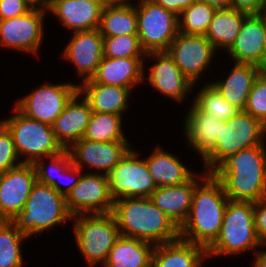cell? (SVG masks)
I'll return each instance as SVG.
<instances>
[{"label":"cell","instance_id":"9a60e30c","mask_svg":"<svg viewBox=\"0 0 266 267\" xmlns=\"http://www.w3.org/2000/svg\"><path fill=\"white\" fill-rule=\"evenodd\" d=\"M36 181L33 164L0 173V219L12 221L22 211Z\"/></svg>","mask_w":266,"mask_h":267},{"label":"cell","instance_id":"277c9868","mask_svg":"<svg viewBox=\"0 0 266 267\" xmlns=\"http://www.w3.org/2000/svg\"><path fill=\"white\" fill-rule=\"evenodd\" d=\"M264 245L254 223V202L229 200L220 233L206 249L207 256L235 255Z\"/></svg>","mask_w":266,"mask_h":267},{"label":"cell","instance_id":"603a6c76","mask_svg":"<svg viewBox=\"0 0 266 267\" xmlns=\"http://www.w3.org/2000/svg\"><path fill=\"white\" fill-rule=\"evenodd\" d=\"M198 184L192 176L178 185L157 187L149 198L180 227L189 214L193 192Z\"/></svg>","mask_w":266,"mask_h":267},{"label":"cell","instance_id":"30bf717a","mask_svg":"<svg viewBox=\"0 0 266 267\" xmlns=\"http://www.w3.org/2000/svg\"><path fill=\"white\" fill-rule=\"evenodd\" d=\"M131 148L108 174L113 199L148 198L157 188L146 161Z\"/></svg>","mask_w":266,"mask_h":267},{"label":"cell","instance_id":"52a82bcc","mask_svg":"<svg viewBox=\"0 0 266 267\" xmlns=\"http://www.w3.org/2000/svg\"><path fill=\"white\" fill-rule=\"evenodd\" d=\"M72 218L76 221L74 222L76 244L89 266L94 267L98 263L104 265L110 250L120 237L113 214L111 212L91 216L82 214Z\"/></svg>","mask_w":266,"mask_h":267},{"label":"cell","instance_id":"f546056e","mask_svg":"<svg viewBox=\"0 0 266 267\" xmlns=\"http://www.w3.org/2000/svg\"><path fill=\"white\" fill-rule=\"evenodd\" d=\"M247 15L232 8L216 10L205 37L215 49L223 47L228 50L234 43Z\"/></svg>","mask_w":266,"mask_h":267},{"label":"cell","instance_id":"484cf974","mask_svg":"<svg viewBox=\"0 0 266 267\" xmlns=\"http://www.w3.org/2000/svg\"><path fill=\"white\" fill-rule=\"evenodd\" d=\"M185 136L196 152L204 158L215 146L221 132V121L201 112L194 104L185 120Z\"/></svg>","mask_w":266,"mask_h":267},{"label":"cell","instance_id":"8fae6325","mask_svg":"<svg viewBox=\"0 0 266 267\" xmlns=\"http://www.w3.org/2000/svg\"><path fill=\"white\" fill-rule=\"evenodd\" d=\"M78 93V85L43 84L18 100L15 107L26 117L52 126L67 103Z\"/></svg>","mask_w":266,"mask_h":267},{"label":"cell","instance_id":"7dc6e473","mask_svg":"<svg viewBox=\"0 0 266 267\" xmlns=\"http://www.w3.org/2000/svg\"><path fill=\"white\" fill-rule=\"evenodd\" d=\"M90 1L96 2V3H98L99 5H101L103 8H105V7H107V6H110V5L119 3V2H121L122 0H90Z\"/></svg>","mask_w":266,"mask_h":267},{"label":"cell","instance_id":"b9f144b4","mask_svg":"<svg viewBox=\"0 0 266 267\" xmlns=\"http://www.w3.org/2000/svg\"><path fill=\"white\" fill-rule=\"evenodd\" d=\"M72 173V174H71ZM65 174H75L73 175V182L68 184V186L66 188H61V186L59 185V180L61 177L58 178V182H55L52 187L60 194L66 196L71 190L72 188L78 183L79 178L81 177L82 173H81V169H79L78 167H76L72 162L63 170V173L61 172L60 176H63ZM77 178V179H76ZM62 182V181H61Z\"/></svg>","mask_w":266,"mask_h":267},{"label":"cell","instance_id":"8d00e7d4","mask_svg":"<svg viewBox=\"0 0 266 267\" xmlns=\"http://www.w3.org/2000/svg\"><path fill=\"white\" fill-rule=\"evenodd\" d=\"M244 112L266 126V72L260 71L249 93Z\"/></svg>","mask_w":266,"mask_h":267},{"label":"cell","instance_id":"d4e9b609","mask_svg":"<svg viewBox=\"0 0 266 267\" xmlns=\"http://www.w3.org/2000/svg\"><path fill=\"white\" fill-rule=\"evenodd\" d=\"M261 68L253 64L235 63L226 80L212 86L235 108L244 111L249 93Z\"/></svg>","mask_w":266,"mask_h":267},{"label":"cell","instance_id":"2e32d148","mask_svg":"<svg viewBox=\"0 0 266 267\" xmlns=\"http://www.w3.org/2000/svg\"><path fill=\"white\" fill-rule=\"evenodd\" d=\"M129 147L128 141L100 142L81 138L68 151L72 163L79 169L85 164L93 169L104 170V174L108 175L128 152Z\"/></svg>","mask_w":266,"mask_h":267},{"label":"cell","instance_id":"ba28073f","mask_svg":"<svg viewBox=\"0 0 266 267\" xmlns=\"http://www.w3.org/2000/svg\"><path fill=\"white\" fill-rule=\"evenodd\" d=\"M15 114L0 122L12 134L18 156L26 155L23 163L34 164L37 160L59 154L64 149L57 142L52 126L26 117L16 107Z\"/></svg>","mask_w":266,"mask_h":267},{"label":"cell","instance_id":"cb8c5ba5","mask_svg":"<svg viewBox=\"0 0 266 267\" xmlns=\"http://www.w3.org/2000/svg\"><path fill=\"white\" fill-rule=\"evenodd\" d=\"M206 256V248L179 238L155 245L151 267H201Z\"/></svg>","mask_w":266,"mask_h":267},{"label":"cell","instance_id":"d6986e66","mask_svg":"<svg viewBox=\"0 0 266 267\" xmlns=\"http://www.w3.org/2000/svg\"><path fill=\"white\" fill-rule=\"evenodd\" d=\"M146 56H152L158 61L149 67L151 69L150 74L146 78L149 83L159 92L175 101L184 100L186 93L191 90L194 84L181 72L167 51L148 52Z\"/></svg>","mask_w":266,"mask_h":267},{"label":"cell","instance_id":"44dd1931","mask_svg":"<svg viewBox=\"0 0 266 267\" xmlns=\"http://www.w3.org/2000/svg\"><path fill=\"white\" fill-rule=\"evenodd\" d=\"M141 57L107 58L103 57L91 79L83 83H101L132 89L143 81L144 65Z\"/></svg>","mask_w":266,"mask_h":267},{"label":"cell","instance_id":"e575fe53","mask_svg":"<svg viewBox=\"0 0 266 267\" xmlns=\"http://www.w3.org/2000/svg\"><path fill=\"white\" fill-rule=\"evenodd\" d=\"M197 94L194 105L203 113L216 120L227 121L235 116L239 110L232 106L212 85L205 84ZM203 89V90H202Z\"/></svg>","mask_w":266,"mask_h":267},{"label":"cell","instance_id":"7c38bea8","mask_svg":"<svg viewBox=\"0 0 266 267\" xmlns=\"http://www.w3.org/2000/svg\"><path fill=\"white\" fill-rule=\"evenodd\" d=\"M68 212L73 216L112 212L114 199L110 193L108 175L86 173L65 196Z\"/></svg>","mask_w":266,"mask_h":267},{"label":"cell","instance_id":"bcb514c9","mask_svg":"<svg viewBox=\"0 0 266 267\" xmlns=\"http://www.w3.org/2000/svg\"><path fill=\"white\" fill-rule=\"evenodd\" d=\"M256 258L254 259V267H266V250L256 251Z\"/></svg>","mask_w":266,"mask_h":267},{"label":"cell","instance_id":"ffe728a7","mask_svg":"<svg viewBox=\"0 0 266 267\" xmlns=\"http://www.w3.org/2000/svg\"><path fill=\"white\" fill-rule=\"evenodd\" d=\"M80 96L81 94L76 93L52 124L56 140L63 149H69L83 137L93 113L84 98L78 102Z\"/></svg>","mask_w":266,"mask_h":267},{"label":"cell","instance_id":"83f0119b","mask_svg":"<svg viewBox=\"0 0 266 267\" xmlns=\"http://www.w3.org/2000/svg\"><path fill=\"white\" fill-rule=\"evenodd\" d=\"M145 161L157 187L178 185L188 181L193 175L203 180L209 174L207 172L203 177L202 174L195 175L179 161L177 156L163 151L160 147H157Z\"/></svg>","mask_w":266,"mask_h":267},{"label":"cell","instance_id":"ac0fdd59","mask_svg":"<svg viewBox=\"0 0 266 267\" xmlns=\"http://www.w3.org/2000/svg\"><path fill=\"white\" fill-rule=\"evenodd\" d=\"M265 14H248L234 43L227 50L235 63L261 68L264 54Z\"/></svg>","mask_w":266,"mask_h":267},{"label":"cell","instance_id":"74e56055","mask_svg":"<svg viewBox=\"0 0 266 267\" xmlns=\"http://www.w3.org/2000/svg\"><path fill=\"white\" fill-rule=\"evenodd\" d=\"M49 159L51 160L52 167L49 171L44 167V163L41 161L42 159L37 160L33 165L36 171L37 181L52 186L58 181L56 180V177H60V175L56 176L54 173L58 172L60 174L63 172V170L72 162V158L68 149H64L59 154L50 156Z\"/></svg>","mask_w":266,"mask_h":267},{"label":"cell","instance_id":"5bb4252c","mask_svg":"<svg viewBox=\"0 0 266 267\" xmlns=\"http://www.w3.org/2000/svg\"><path fill=\"white\" fill-rule=\"evenodd\" d=\"M215 47L205 35L178 33L167 53L181 72L194 84L210 65Z\"/></svg>","mask_w":266,"mask_h":267},{"label":"cell","instance_id":"7bdbcfd3","mask_svg":"<svg viewBox=\"0 0 266 267\" xmlns=\"http://www.w3.org/2000/svg\"><path fill=\"white\" fill-rule=\"evenodd\" d=\"M262 0H231L230 8L247 13L260 14Z\"/></svg>","mask_w":266,"mask_h":267},{"label":"cell","instance_id":"3957f363","mask_svg":"<svg viewBox=\"0 0 266 267\" xmlns=\"http://www.w3.org/2000/svg\"><path fill=\"white\" fill-rule=\"evenodd\" d=\"M193 192L189 214L179 227L180 238L208 248L218 237L229 201L222 184L210 173ZM202 185V186H201Z\"/></svg>","mask_w":266,"mask_h":267},{"label":"cell","instance_id":"c3c4849f","mask_svg":"<svg viewBox=\"0 0 266 267\" xmlns=\"http://www.w3.org/2000/svg\"><path fill=\"white\" fill-rule=\"evenodd\" d=\"M261 71L266 72V15H265V32H264V54H263V64L261 66Z\"/></svg>","mask_w":266,"mask_h":267},{"label":"cell","instance_id":"4316f807","mask_svg":"<svg viewBox=\"0 0 266 267\" xmlns=\"http://www.w3.org/2000/svg\"><path fill=\"white\" fill-rule=\"evenodd\" d=\"M130 89L121 86H109L101 83H82L78 93L90 105L93 112L122 115L128 108Z\"/></svg>","mask_w":266,"mask_h":267},{"label":"cell","instance_id":"f907efd6","mask_svg":"<svg viewBox=\"0 0 266 267\" xmlns=\"http://www.w3.org/2000/svg\"><path fill=\"white\" fill-rule=\"evenodd\" d=\"M261 14H265L266 15V0H262Z\"/></svg>","mask_w":266,"mask_h":267},{"label":"cell","instance_id":"4dcf8cb0","mask_svg":"<svg viewBox=\"0 0 266 267\" xmlns=\"http://www.w3.org/2000/svg\"><path fill=\"white\" fill-rule=\"evenodd\" d=\"M98 29L103 36L137 35L135 5L122 0L103 8Z\"/></svg>","mask_w":266,"mask_h":267},{"label":"cell","instance_id":"f35d334b","mask_svg":"<svg viewBox=\"0 0 266 267\" xmlns=\"http://www.w3.org/2000/svg\"><path fill=\"white\" fill-rule=\"evenodd\" d=\"M22 163L23 161L19 160L12 134L0 122V173L7 172Z\"/></svg>","mask_w":266,"mask_h":267},{"label":"cell","instance_id":"8992f818","mask_svg":"<svg viewBox=\"0 0 266 267\" xmlns=\"http://www.w3.org/2000/svg\"><path fill=\"white\" fill-rule=\"evenodd\" d=\"M266 126L257 118L239 111L227 121H221V132L213 149L203 158L210 173L224 158L242 149L264 145Z\"/></svg>","mask_w":266,"mask_h":267},{"label":"cell","instance_id":"9c48e42d","mask_svg":"<svg viewBox=\"0 0 266 267\" xmlns=\"http://www.w3.org/2000/svg\"><path fill=\"white\" fill-rule=\"evenodd\" d=\"M139 1L135 9L137 35L142 49L146 53L167 51L179 33L178 16L152 0Z\"/></svg>","mask_w":266,"mask_h":267},{"label":"cell","instance_id":"d590c367","mask_svg":"<svg viewBox=\"0 0 266 267\" xmlns=\"http://www.w3.org/2000/svg\"><path fill=\"white\" fill-rule=\"evenodd\" d=\"M146 52L142 49L138 35L103 36V57L128 58L142 57Z\"/></svg>","mask_w":266,"mask_h":267},{"label":"cell","instance_id":"7a4b0ae2","mask_svg":"<svg viewBox=\"0 0 266 267\" xmlns=\"http://www.w3.org/2000/svg\"><path fill=\"white\" fill-rule=\"evenodd\" d=\"M120 235L154 245L180 238L179 227L148 198L115 199L111 212Z\"/></svg>","mask_w":266,"mask_h":267},{"label":"cell","instance_id":"f1b7e54d","mask_svg":"<svg viewBox=\"0 0 266 267\" xmlns=\"http://www.w3.org/2000/svg\"><path fill=\"white\" fill-rule=\"evenodd\" d=\"M154 247L150 242L120 235L103 266L151 267Z\"/></svg>","mask_w":266,"mask_h":267},{"label":"cell","instance_id":"6da1fadb","mask_svg":"<svg viewBox=\"0 0 266 267\" xmlns=\"http://www.w3.org/2000/svg\"><path fill=\"white\" fill-rule=\"evenodd\" d=\"M265 151L264 145L242 149L228 155L210 172L229 200L256 202L266 196Z\"/></svg>","mask_w":266,"mask_h":267},{"label":"cell","instance_id":"ab89813d","mask_svg":"<svg viewBox=\"0 0 266 267\" xmlns=\"http://www.w3.org/2000/svg\"><path fill=\"white\" fill-rule=\"evenodd\" d=\"M33 7L28 0H0V20L22 16Z\"/></svg>","mask_w":266,"mask_h":267},{"label":"cell","instance_id":"1f68e13d","mask_svg":"<svg viewBox=\"0 0 266 267\" xmlns=\"http://www.w3.org/2000/svg\"><path fill=\"white\" fill-rule=\"evenodd\" d=\"M82 138L100 142L128 141L122 133V115L93 112Z\"/></svg>","mask_w":266,"mask_h":267},{"label":"cell","instance_id":"7402d4cb","mask_svg":"<svg viewBox=\"0 0 266 267\" xmlns=\"http://www.w3.org/2000/svg\"><path fill=\"white\" fill-rule=\"evenodd\" d=\"M103 7L90 0H50L47 10L74 32L97 29Z\"/></svg>","mask_w":266,"mask_h":267},{"label":"cell","instance_id":"d6a6232c","mask_svg":"<svg viewBox=\"0 0 266 267\" xmlns=\"http://www.w3.org/2000/svg\"><path fill=\"white\" fill-rule=\"evenodd\" d=\"M26 237L12 221L0 224V267H22L20 246Z\"/></svg>","mask_w":266,"mask_h":267},{"label":"cell","instance_id":"836d02e7","mask_svg":"<svg viewBox=\"0 0 266 267\" xmlns=\"http://www.w3.org/2000/svg\"><path fill=\"white\" fill-rule=\"evenodd\" d=\"M215 12V8L201 0H196L191 6L180 13L178 17L179 32L184 34L205 35Z\"/></svg>","mask_w":266,"mask_h":267},{"label":"cell","instance_id":"5b68a950","mask_svg":"<svg viewBox=\"0 0 266 267\" xmlns=\"http://www.w3.org/2000/svg\"><path fill=\"white\" fill-rule=\"evenodd\" d=\"M70 218L65 196L52 186L36 181L24 208L12 222L21 233L31 237Z\"/></svg>","mask_w":266,"mask_h":267},{"label":"cell","instance_id":"f6af8a7d","mask_svg":"<svg viewBox=\"0 0 266 267\" xmlns=\"http://www.w3.org/2000/svg\"><path fill=\"white\" fill-rule=\"evenodd\" d=\"M201 1L207 3L216 10L229 9L231 5V0H201Z\"/></svg>","mask_w":266,"mask_h":267},{"label":"cell","instance_id":"60d3db41","mask_svg":"<svg viewBox=\"0 0 266 267\" xmlns=\"http://www.w3.org/2000/svg\"><path fill=\"white\" fill-rule=\"evenodd\" d=\"M254 223L258 238L266 241V196L254 202Z\"/></svg>","mask_w":266,"mask_h":267},{"label":"cell","instance_id":"4fadbf2b","mask_svg":"<svg viewBox=\"0 0 266 267\" xmlns=\"http://www.w3.org/2000/svg\"><path fill=\"white\" fill-rule=\"evenodd\" d=\"M45 7L34 6L26 14L0 20V45L37 54L43 38Z\"/></svg>","mask_w":266,"mask_h":267},{"label":"cell","instance_id":"ee69618b","mask_svg":"<svg viewBox=\"0 0 266 267\" xmlns=\"http://www.w3.org/2000/svg\"><path fill=\"white\" fill-rule=\"evenodd\" d=\"M164 9L179 17L180 13L191 6L196 0H152Z\"/></svg>","mask_w":266,"mask_h":267},{"label":"cell","instance_id":"e0dca14e","mask_svg":"<svg viewBox=\"0 0 266 267\" xmlns=\"http://www.w3.org/2000/svg\"><path fill=\"white\" fill-rule=\"evenodd\" d=\"M76 65L78 75L91 79L103 59V35L99 29L74 32L63 52Z\"/></svg>","mask_w":266,"mask_h":267},{"label":"cell","instance_id":"681fc988","mask_svg":"<svg viewBox=\"0 0 266 267\" xmlns=\"http://www.w3.org/2000/svg\"><path fill=\"white\" fill-rule=\"evenodd\" d=\"M30 1L34 6L41 5V7L47 8L50 0H28Z\"/></svg>","mask_w":266,"mask_h":267}]
</instances>
